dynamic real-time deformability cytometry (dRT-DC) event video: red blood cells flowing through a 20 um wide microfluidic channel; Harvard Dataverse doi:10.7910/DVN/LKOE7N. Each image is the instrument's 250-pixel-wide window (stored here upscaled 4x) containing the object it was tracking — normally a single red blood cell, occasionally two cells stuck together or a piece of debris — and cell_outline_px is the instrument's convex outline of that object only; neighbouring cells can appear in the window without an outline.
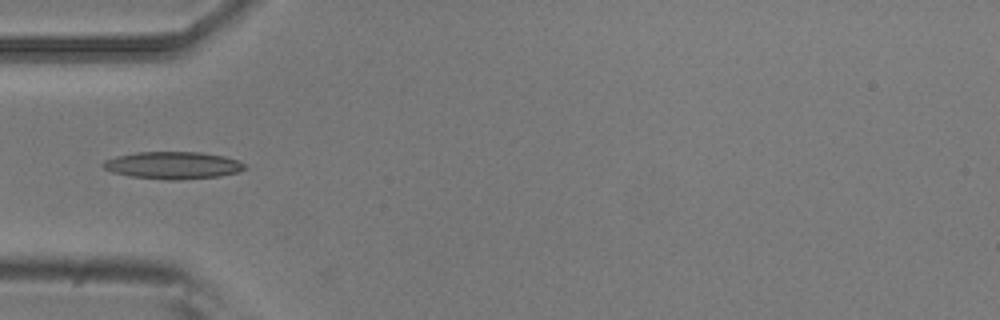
{"species": "common noctule bat (a hibernating species)", "species_latin": "Nyctalus noctula", "temperature_condition": "room temperature", "stored_images_in_passage": 6, "camera_frame_rate_fps": 3000, "um_per_image_px": 0.085, "animal": {"sex": "male", "body_mass_g": 20.5, "forearm_length_mm": 52.5}, "frame": {"image": 1, "passage_image": 2, "time_ms": 0.333, "image_size_px": [1000, 320], "cell_outline_px": [[248, 168], [236, 172], [220, 176], [180, 180], [168, 180], [128, 176], [112, 172], [104, 168], [100, 164], [104, 160], [116, 156], [136, 152], [200, 152], [224, 156], [236, 160], [244, 164]], "centroid_in_image_um": [14.66, 14.05], "position_along_channel_um": 70.3, "area_um2": 22.6}}
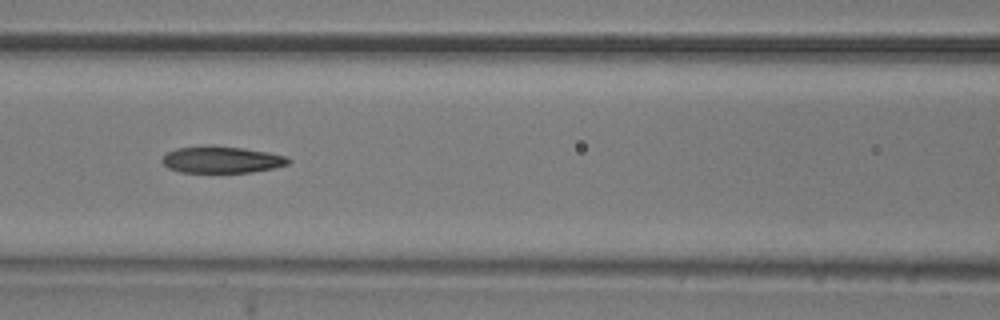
{"frame": {"image": 2, "passage_image": 4, "time_ms": 1.0, "image_size_px": [1000, 320], "cell_outline_px": [[292, 160], [288, 164], [276, 168], [252, 172], [180, 172], [168, 168], [160, 160], [168, 152], [176, 148], [212, 144], [244, 148], [268, 152], [284, 156]], "centroid_in_image_um": [18.84, 13.56], "position_along_channel_um": 147.8, "area_um2": 19.88}}
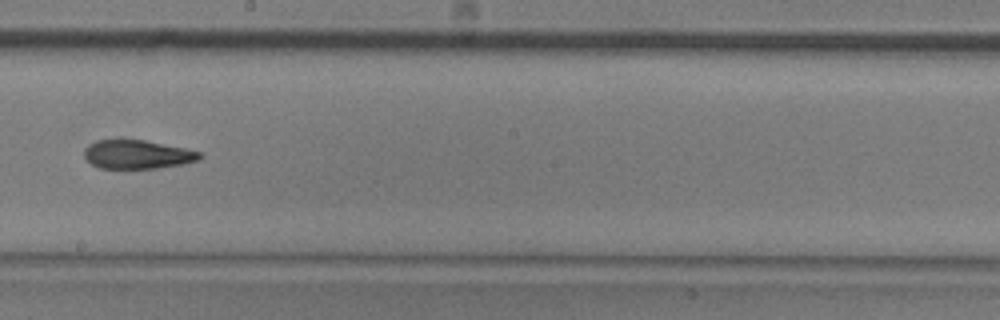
{"frame": {"image": 3, "passage_image": 6, "time_ms": 1.667, "image_size_px": [1000, 320], "cell_outline_px": [[204, 156], [200, 160], [184, 164], [156, 168], [100, 168], [92, 164], [84, 156], [84, 148], [88, 144], [96, 140], [144, 140], [184, 148], [200, 152]], "centroid_in_image_um": [11.69, 13.13], "position_along_channel_um": 236.5, "area_um2": 19.31}}